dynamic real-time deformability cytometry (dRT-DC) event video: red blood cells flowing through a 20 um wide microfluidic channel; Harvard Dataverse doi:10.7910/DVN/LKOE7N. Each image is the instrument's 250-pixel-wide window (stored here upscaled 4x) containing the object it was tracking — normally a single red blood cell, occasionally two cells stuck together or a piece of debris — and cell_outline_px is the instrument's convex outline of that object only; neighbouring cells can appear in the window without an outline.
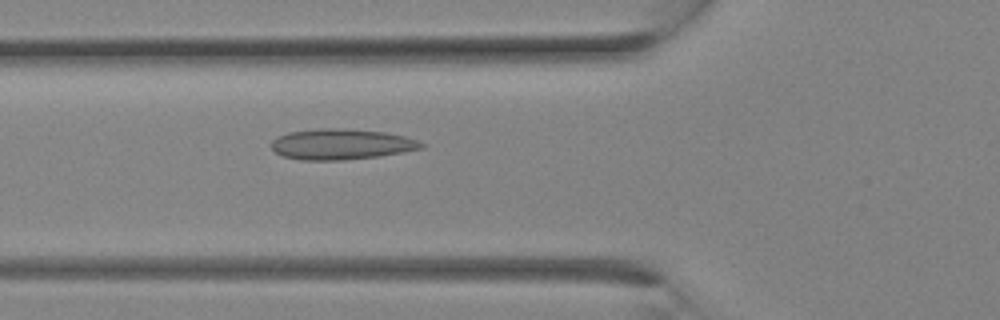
{"species": "Egyptian fruit bat (a non-hibernating species)", "species_latin": "Rousettus aegyptiacus", "temperature_condition": "room temperature", "stored_images_in_passage": 9, "camera_frame_rate_fps": 3000, "um_per_image_px": 0.085, "animal": {"sex": "female"}, "frame": {"image": 1, "passage_image": 9, "time_ms": 2.667, "image_size_px": [1000, 320], "cell_outline_px": [[424, 148], [380, 156], [344, 160], [300, 160], [284, 156], [276, 152], [272, 148], [272, 140], [276, 136], [288, 132], [320, 128], [340, 128], [384, 132], [404, 136], [416, 140], [424, 144]], "centroid_in_image_um": [28.99, 12.26], "position_along_channel_um": 96.8, "area_um2": 26.76}}